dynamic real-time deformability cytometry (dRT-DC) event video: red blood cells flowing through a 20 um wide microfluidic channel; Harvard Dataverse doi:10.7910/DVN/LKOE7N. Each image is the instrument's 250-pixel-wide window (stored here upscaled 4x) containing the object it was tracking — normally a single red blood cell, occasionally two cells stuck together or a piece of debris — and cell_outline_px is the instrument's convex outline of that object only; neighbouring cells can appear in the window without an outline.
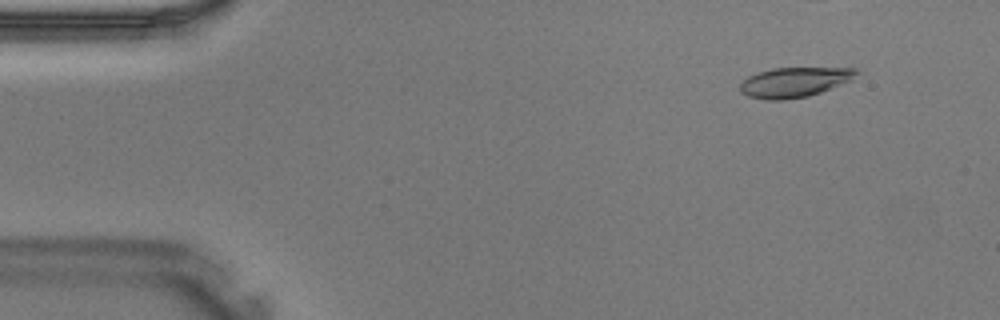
{"species": "Egyptian fruit bat (a non-hibernating species)", "species_latin": "Rousettus aegyptiacus", "temperature_condition": "warm", "stored_images_in_passage": 12, "camera_frame_rate_fps": 3000, "um_per_image_px": 0.085, "animal": {"sex": "male"}, "frame": {"image": 1, "passage_image": 1, "time_ms": 0.0, "image_size_px": [1000, 320], "cell_outline_px": [[856, 72], [848, 80], [820, 92], [808, 96], [780, 100], [764, 100], [748, 96], [740, 92], [740, 84], [748, 76], [772, 68], [856, 68]], "centroid_in_image_um": [67.42, 6.99], "position_along_channel_um": 17.6, "area_um2": 19.71}}